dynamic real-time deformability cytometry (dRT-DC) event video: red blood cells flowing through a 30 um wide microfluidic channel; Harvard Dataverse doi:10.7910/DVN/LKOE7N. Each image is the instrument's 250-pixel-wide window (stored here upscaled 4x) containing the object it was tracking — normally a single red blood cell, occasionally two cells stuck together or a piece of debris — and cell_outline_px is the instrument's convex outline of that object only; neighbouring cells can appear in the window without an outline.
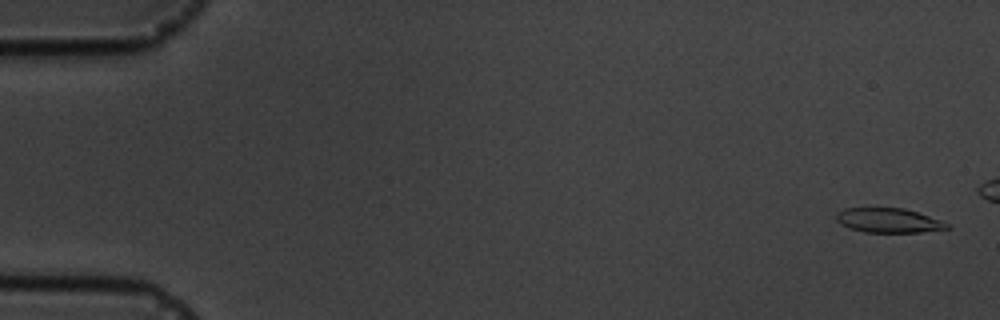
{"species": "common noctule bat (a hibernating species)", "species_latin": "Nyctalus noctula", "temperature_condition": "cold", "stored_images_in_passage": 5, "camera_frame_rate_fps": 3000, "um_per_image_px": 0.085, "animal": {"sex": "male", "body_mass_g": 19.5, "forearm_length_mm": 54.6}, "frame": {"image": 1, "passage_image": 1, "time_ms": 0.0, "image_size_px": [1000, 320], "cell_outline_px": [[948, 228], [920, 232], [864, 232], [840, 224], [836, 220], [836, 216], [844, 208], [904, 208], [940, 220], [948, 224]], "centroid_in_image_um": [75.5, 18.73], "position_along_channel_um": 9.5, "area_um2": 15.43}}
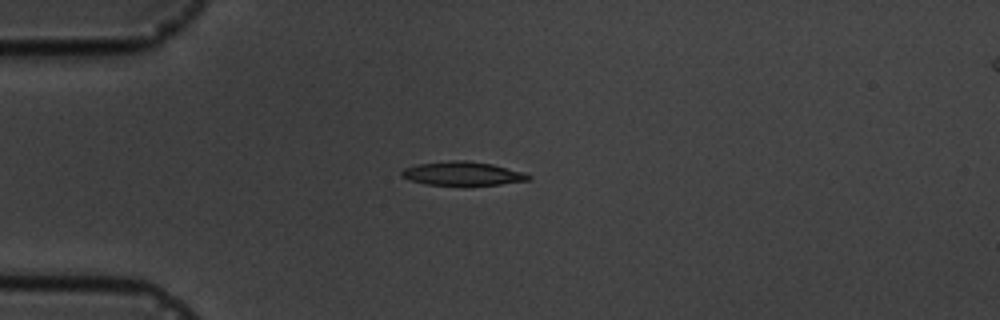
{"frame": {"image": 2, "passage_image": 5, "time_ms": 6.333, "image_size_px": [1000, 320], "cell_outline_px": [[532, 180], [500, 184], [424, 184], [400, 176], [400, 172], [404, 168], [416, 164], [452, 160], [464, 160], [492, 164], [524, 172], [532, 176]], "centroid_in_image_um": [39.33, 14.73], "position_along_channel_um": 45.7, "area_um2": 17.34}}